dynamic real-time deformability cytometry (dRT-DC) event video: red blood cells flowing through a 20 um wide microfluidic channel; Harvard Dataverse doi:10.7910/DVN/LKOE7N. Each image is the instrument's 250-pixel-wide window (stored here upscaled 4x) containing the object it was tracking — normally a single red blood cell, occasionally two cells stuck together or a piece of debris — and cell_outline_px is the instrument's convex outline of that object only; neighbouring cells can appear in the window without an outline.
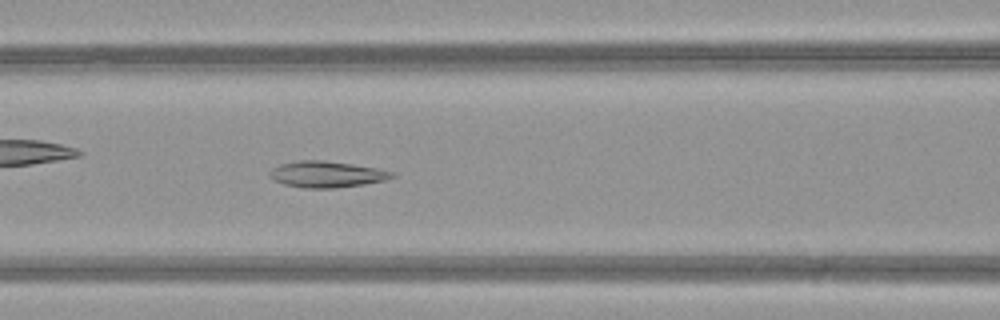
{"species": "common noctule bat (a hibernating species)", "species_latin": "Nyctalus noctula", "temperature_condition": "warm", "stored_images_in_passage": 34, "camera_frame_rate_fps": 3000, "um_per_image_px": 0.085, "animal": {"sex": "female", "body_mass_g": 21.9}, "frame": {"image": 1, "passage_image": 7, "time_ms": 2.0, "image_size_px": [1000, 320], "cell_outline_px": [[396, 176], [384, 180], [364, 184], [336, 188], [304, 188], [284, 184], [272, 180], [268, 176], [268, 172], [272, 168], [280, 164], [300, 160], [324, 160], [352, 164], [376, 168], [392, 172]], "centroid_in_image_um": [27.71, 14.81], "position_along_channel_um": 138.9, "area_um2": 18.73}}
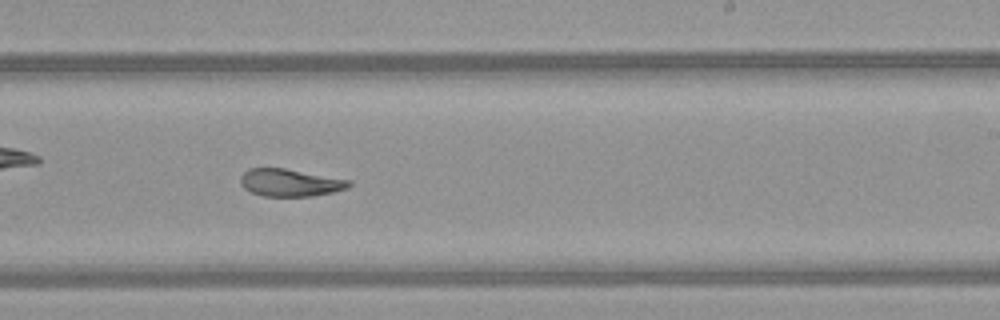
{"frame": {"image": 2, "passage_image": 16, "time_ms": 5.0, "image_size_px": [1000, 320], "cell_outline_px": [[352, 184], [348, 188], [332, 192], [312, 196], [264, 196], [252, 192], [244, 188], [240, 184], [240, 176], [248, 168], [284, 168], [352, 180]], "centroid_in_image_um": [24.66, 15.52], "position_along_channel_um": 264.3, "area_um2": 17.4}}
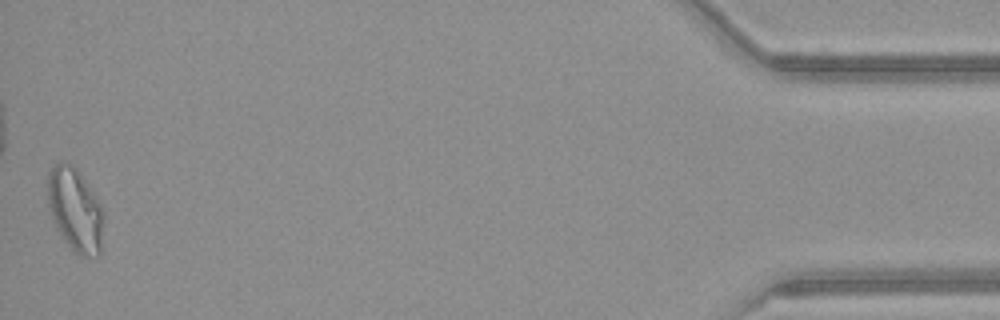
{"frame": {"image": 3, "passage_image": 34, "time_ms": 11.0, "image_size_px": [1000, 320], "cell_outline_px": [[104, 220], [100, 256], [80, 256], [72, 252], [56, 228], [48, 204], [48, 172], [60, 160], [64, 160], [80, 176], [96, 196], [104, 212]], "centroid_in_image_um": [6.4, 17.91], "position_along_channel_um": 428.8, "area_um2": 27.05}, "authors_computed_cell_mechanics": {"area_um2": 18.7272, "velocity_mm_per_s": 4.1964, "shape_relaxation_time_tau1_ms": null, "shape_relaxation_time_tau2_ms": 3.1591, "deformation_change_tau1": null, "deformation_change_tau2": 0.0765}}